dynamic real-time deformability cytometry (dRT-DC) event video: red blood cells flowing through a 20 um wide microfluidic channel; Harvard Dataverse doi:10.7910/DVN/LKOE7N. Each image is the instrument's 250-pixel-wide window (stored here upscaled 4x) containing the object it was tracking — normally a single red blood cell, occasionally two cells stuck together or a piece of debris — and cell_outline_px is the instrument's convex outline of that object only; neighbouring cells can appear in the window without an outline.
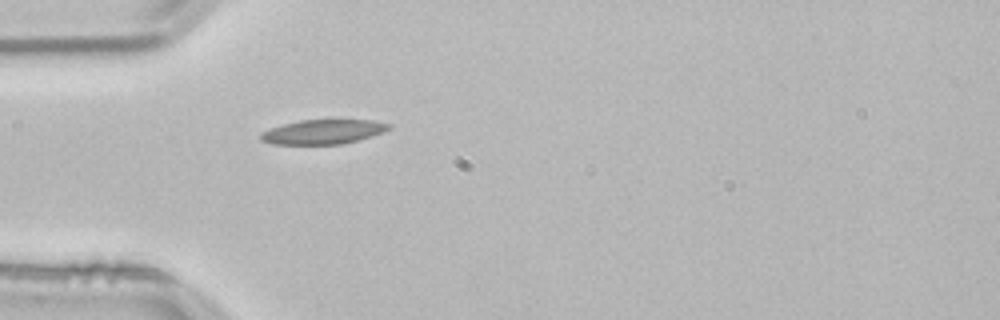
{"species": "common noctule bat (a hibernating species)", "species_latin": "Nyctalus noctula", "temperature_condition": "room temperature", "stored_images_in_passage": 39, "camera_frame_rate_fps": 3000, "um_per_image_px": 0.085, "animal": {"sex": "male", "body_mass_g": 21.5, "forearm_length_mm": 52.0}, "frame": {"image": 1, "passage_image": 1, "time_ms": 0.0, "image_size_px": [1000, 320], "cell_outline_px": [[392, 128], [384, 132], [372, 136], [340, 144], [272, 144], [260, 140], [260, 132], [284, 124], [300, 120], [372, 120], [392, 124]], "centroid_in_image_um": [27.48, 11.2], "position_along_channel_um": 57.5, "area_um2": 18.21}}
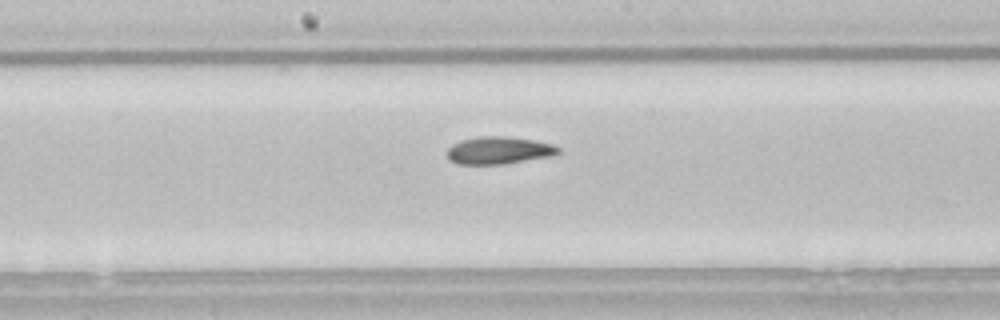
{"frame": {"image": 2, "passage_image": 13, "time_ms": 4.0, "image_size_px": [1000, 320], "cell_outline_px": [[560, 152], [552, 156], [500, 164], [460, 164], [452, 160], [448, 156], [448, 148], [452, 144], [460, 140], [480, 136], [504, 136], [532, 140], [552, 144], [560, 148]], "centroid_in_image_um": [42.4, 12.77], "position_along_channel_um": 205.8, "area_um2": 17.51}}
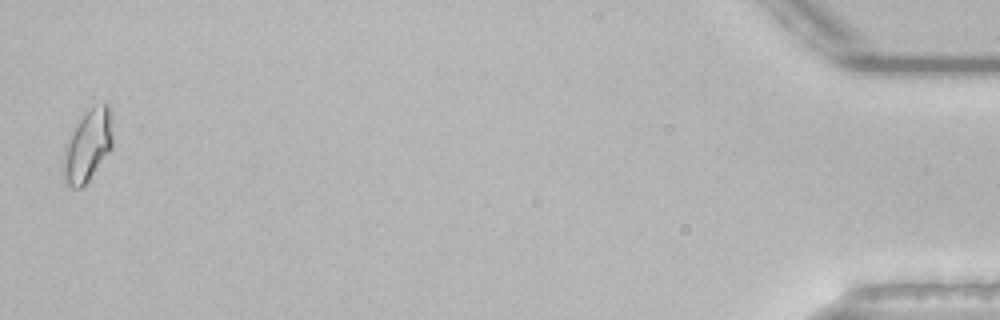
{"frame": {"image": 3, "passage_image": 38, "time_ms": 12.333, "image_size_px": [1000, 320], "cell_outline_px": [[112, 148], [84, 188], [68, 188], [64, 184], [60, 172], [64, 144], [68, 136], [84, 108], [104, 100], [112, 108]], "centroid_in_image_um": [7.41, 12.35], "position_along_channel_um": 427.8, "area_um2": 22.48}, "authors_computed_cell_mechanics": {"area_um2": 17.6868, "velocity_mm_per_s": 3.8044, "shape_relaxation_time_tau1_ms": null, "shape_relaxation_time_tau2_ms": 3.4856, "deformation_change_tau1": null, "deformation_change_tau2": 0.086}}